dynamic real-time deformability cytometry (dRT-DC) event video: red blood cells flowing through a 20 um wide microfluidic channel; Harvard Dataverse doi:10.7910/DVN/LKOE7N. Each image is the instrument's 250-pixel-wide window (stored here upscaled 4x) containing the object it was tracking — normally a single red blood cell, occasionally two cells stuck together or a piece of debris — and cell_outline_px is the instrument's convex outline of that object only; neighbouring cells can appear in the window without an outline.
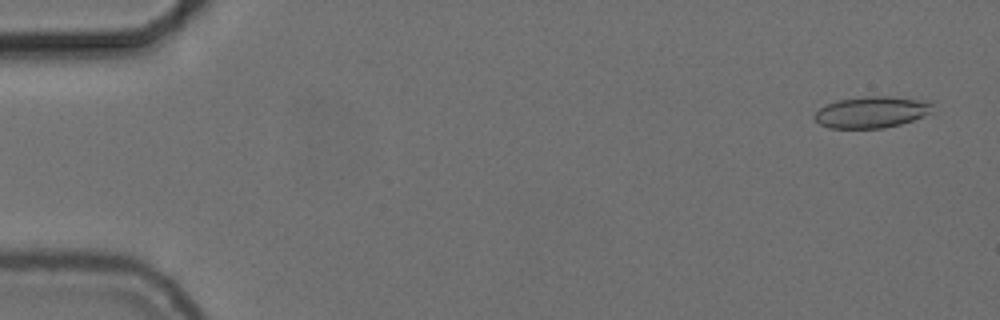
{"species": "common noctule bat (a hibernating species)", "species_latin": "Nyctalus noctula", "temperature_condition": "cold", "stored_images_in_passage": 56, "camera_frame_rate_fps": 3000, "um_per_image_px": 0.085, "animal": {"sex": "female", "body_mass_g": 24.6, "forearm_length_mm": 56.2}, "frame": {"image": 1, "passage_image": 3, "time_ms": 0.667, "image_size_px": [1000, 320], "cell_outline_px": [[932, 112], [912, 120], [900, 124], [884, 128], [828, 128], [820, 124], [812, 116], [820, 108], [836, 100], [864, 96], [888, 96], [916, 100], [932, 104]], "centroid_in_image_um": [74.02, 9.54], "position_along_channel_um": 11.0, "area_um2": 21.33}}
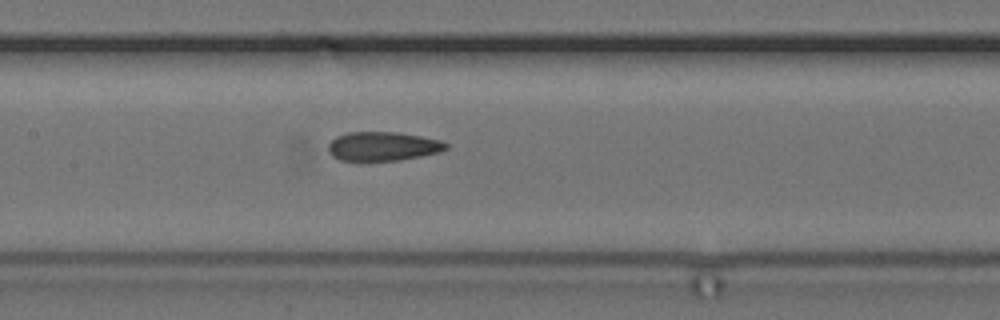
{"frame": {"image": 2, "passage_image": 27, "time_ms": 8.667, "image_size_px": [1000, 320], "cell_outline_px": [[448, 148], [440, 152], [400, 160], [340, 160], [332, 156], [328, 152], [328, 144], [336, 136], [348, 132], [396, 132], [420, 136], [440, 140], [448, 144]], "centroid_in_image_um": [32.53, 12.43], "position_along_channel_um": 174.9, "area_um2": 19.83}}
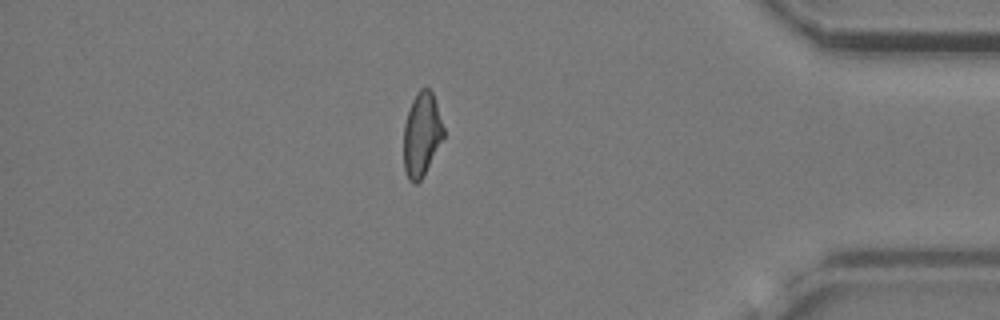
{"frame": {"image": 3, "passage_image": 48, "time_ms": 15.667, "image_size_px": [1000, 320], "cell_outline_px": [[444, 136], [420, 180], [416, 184], [412, 184], [408, 180], [404, 168], [404, 124], [412, 100], [416, 92], [420, 88], [428, 88], [432, 92], [444, 128]], "centroid_in_image_um": [35.82, 11.42], "position_along_channel_um": 399.4, "area_um2": 19.19}, "authors_computed_cell_mechanics": {"area_um2": 20.519, "velocity_mm_per_s": 3.7227, "shape_relaxation_time_tau1_ms": null, "shape_relaxation_time_tau2_ms": 2.247, "deformation_change_tau1": null, "deformation_change_tau2": 0.1092}}